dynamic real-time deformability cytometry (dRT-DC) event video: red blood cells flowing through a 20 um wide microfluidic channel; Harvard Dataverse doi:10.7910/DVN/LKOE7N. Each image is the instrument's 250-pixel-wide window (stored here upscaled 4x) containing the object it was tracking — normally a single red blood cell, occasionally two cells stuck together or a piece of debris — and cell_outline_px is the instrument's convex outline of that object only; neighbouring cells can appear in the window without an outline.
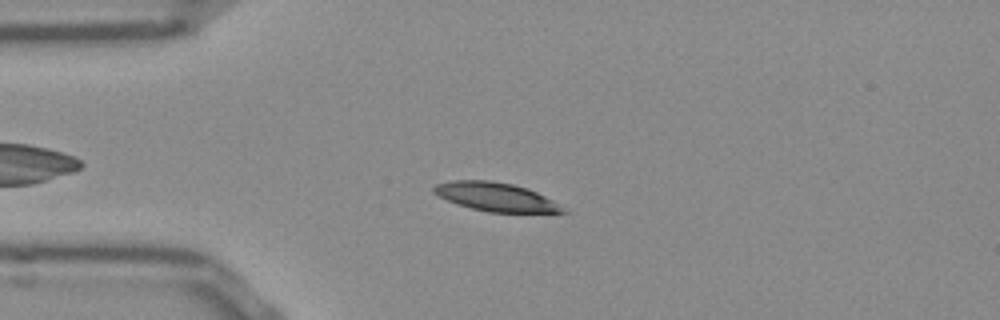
{"species": "Egyptian fruit bat (a non-hibernating species)", "species_latin": "Rousettus aegyptiacus", "temperature_condition": "room temperature", "stored_images_in_passage": 51, "camera_frame_rate_fps": 3000, "um_per_image_px": 0.085, "frame": {"image": 1, "passage_image": 11, "time_ms": 3.333, "image_size_px": [1000, 320], "cell_outline_px": [[572, 212], [488, 212], [456, 204], [432, 192], [432, 188], [436, 184], [452, 180], [488, 180], [512, 184], [528, 188], [552, 200]], "centroid_in_image_um": [42.13, 16.73], "position_along_channel_um": 42.9, "area_um2": 21.39}}
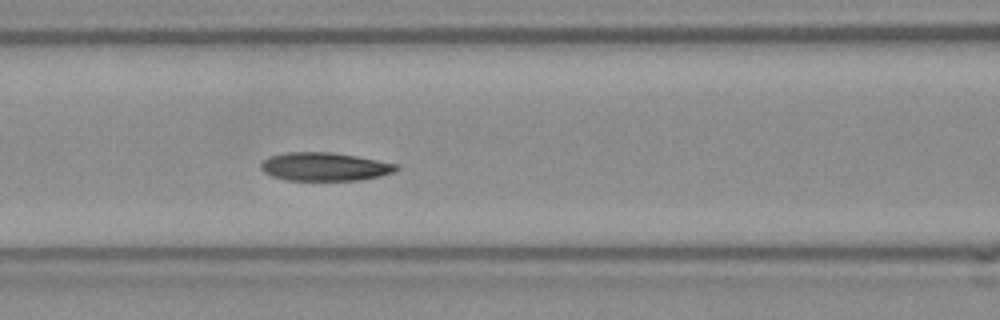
{"frame": {"image": 2, "passage_image": 20, "time_ms": 6.333, "image_size_px": [1000, 320], "cell_outline_px": [[400, 168], [392, 172], [380, 176], [360, 180], [284, 180], [272, 176], [264, 172], [260, 168], [260, 164], [264, 160], [272, 156], [288, 152], [332, 152], [356, 156], [396, 164]], "centroid_in_image_um": [27.58, 14.17], "position_along_channel_um": 139.0, "area_um2": 22.2}}
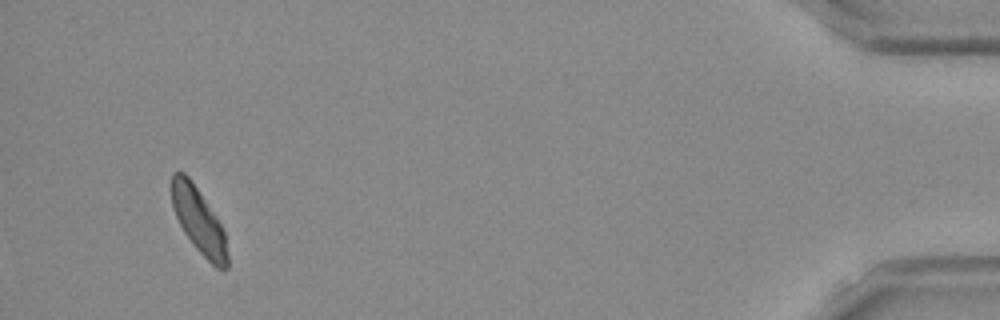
{"frame": {"image": 3, "passage_image": 48, "time_ms": 15.667, "image_size_px": [1000, 320], "cell_outline_px": [[228, 268], [216, 268], [192, 244], [184, 232], [172, 208], [172, 172], [184, 172], [188, 176], [220, 224], [224, 232], [228, 256]], "centroid_in_image_um": [16.88, 18.78], "position_along_channel_um": 418.3, "area_um2": 20.63}, "authors_computed_cell_mechanics": {"area_um2": 22.1952, "velocity_mm_per_s": 3.8379, "shape_relaxation_time_tau1_ms": 4.3582, "shape_relaxation_time_tau2_ms": 2.1528, "deformation_change_tau1": 0.1187, "deformation_change_tau2": 0.0684}}